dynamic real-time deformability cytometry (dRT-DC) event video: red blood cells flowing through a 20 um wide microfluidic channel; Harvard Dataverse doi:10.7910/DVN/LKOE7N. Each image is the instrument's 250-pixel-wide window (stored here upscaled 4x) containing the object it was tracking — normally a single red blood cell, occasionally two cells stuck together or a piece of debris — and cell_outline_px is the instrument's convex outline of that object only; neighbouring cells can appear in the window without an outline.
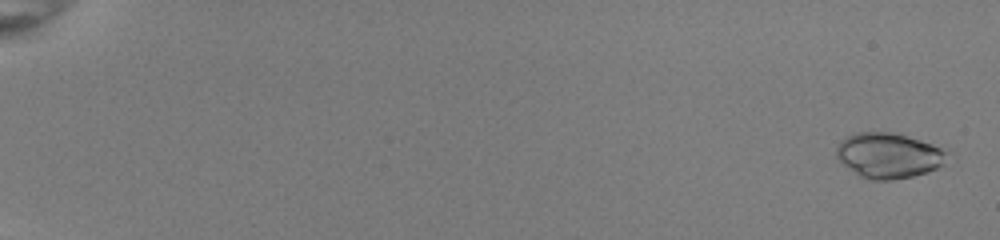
{"species": "common noctule bat (a hibernating species)", "species_latin": "Nyctalus noctula", "temperature_condition": "room temperature", "stored_images_in_passage": 53, "camera_frame_rate_fps": 3000, "um_per_image_px": 0.085, "animal": {"sex": "female", "body_mass_g": 22.0, "forearm_length_mm": 56.7}, "frame": {"image": 1, "passage_image": 2, "time_ms": 0.333, "image_size_px": [1000, 240], "cell_outline_px": [[948, 156], [936, 168], [928, 172], [912, 176], [892, 180], [872, 180], [860, 176], [844, 164], [836, 156], [836, 148], [840, 140], [856, 132], [896, 132], [940, 148], [948, 152]], "centroid_in_image_um": [75.49, 13.21], "position_along_channel_um": 9.5, "area_um2": 28.84}}
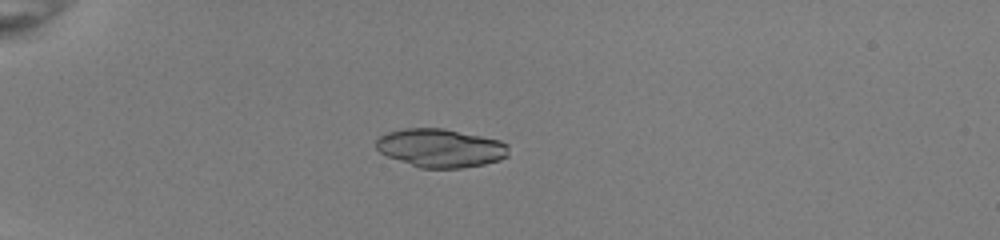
{"frame": {"image": 2, "passage_image": 17, "time_ms": 5.333, "image_size_px": [1000, 240], "cell_outline_px": [[508, 156], [500, 160], [484, 164], [464, 168], [420, 168], [388, 156], [380, 152], [376, 148], [376, 140], [380, 136], [388, 132], [404, 128], [444, 128], [500, 140], [508, 144]], "centroid_in_image_um": [37.47, 12.58], "position_along_channel_um": 47.5, "area_um2": 29.77}}